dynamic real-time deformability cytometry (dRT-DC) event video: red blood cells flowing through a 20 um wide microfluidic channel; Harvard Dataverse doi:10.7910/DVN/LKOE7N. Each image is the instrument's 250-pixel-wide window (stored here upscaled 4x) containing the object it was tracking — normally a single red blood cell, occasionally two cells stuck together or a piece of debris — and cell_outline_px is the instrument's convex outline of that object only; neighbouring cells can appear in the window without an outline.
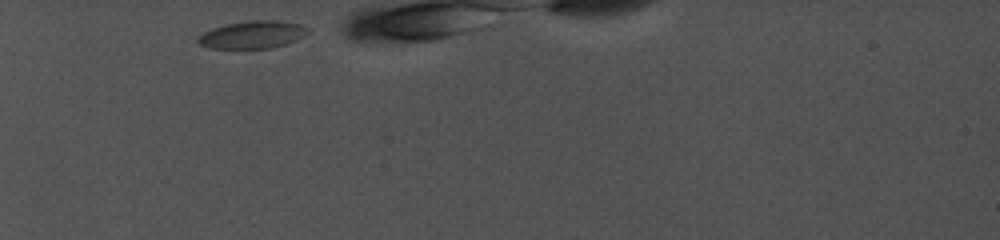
{"species": "common noctule bat (a hibernating species)", "species_latin": "Nyctalus noctula", "temperature_condition": "cold", "stored_images_in_passage": 47, "segment_of_instrument_passage": [1, 2], "camera_frame_rate_fps": 5000, "um_per_image_px": 0.085, "animal": {"sex": "female", "body_mass_g": 19.0, "forearm_length_mm": 56.7}, "frame": {"image": 1, "passage_image": 1, "time_ms": 0.0, "image_size_px": [1000, 240], "cell_outline_px": [[308, 32], [304, 36], [296, 40], [272, 48], [208, 48], [200, 44], [196, 40], [204, 32], [212, 28], [228, 24], [252, 20], [280, 20], [300, 24], [308, 28]], "centroid_in_image_um": [21.48, 2.94], "position_along_channel_um": 63.5, "area_um2": 17.51}}
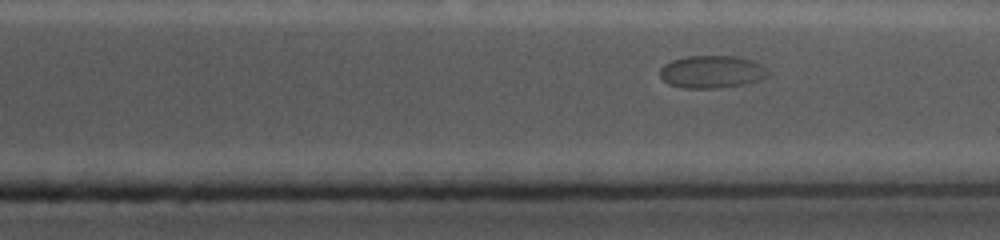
{"frame": {"image": 2, "passage_image": 37, "time_ms": 9.0, "image_size_px": [1000, 240], "cell_outline_px": [[768, 76], [756, 80], [740, 84], [716, 88], [684, 88], [668, 84], [660, 76], [660, 68], [664, 64], [672, 60], [688, 56], [736, 56], [752, 60], [760, 64], [768, 72]], "centroid_in_image_um": [60.45, 6.09], "position_along_channel_um": 351.0, "area_um2": 20.23}}
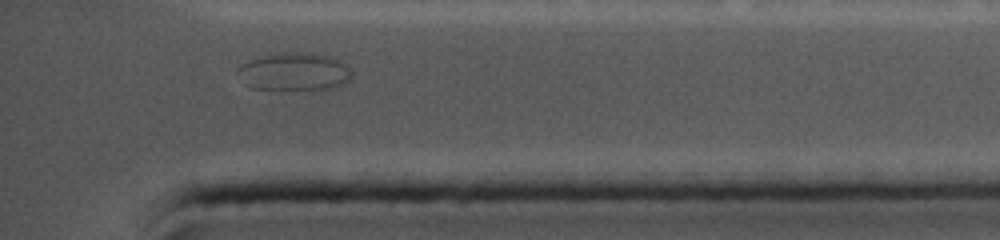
{"frame": {"image": 3, "passage_image": 44, "time_ms": 10.6, "image_size_px": [1000, 240], "cell_outline_px": [[352, 76], [348, 80], [340, 84], [328, 88], [252, 88], [244, 84], [236, 72], [236, 68], [252, 60], [264, 56], [284, 52], [304, 52], [328, 56], [344, 60], [352, 68]], "centroid_in_image_um": [25.05, 6.06], "position_along_channel_um": 410.2, "area_um2": 24.74}}